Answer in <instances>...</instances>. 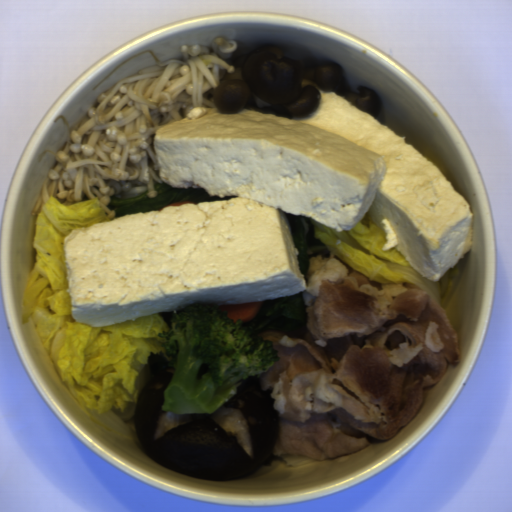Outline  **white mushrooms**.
Segmentation results:
<instances>
[{
	"label": "white mushrooms",
	"instance_id": "1e6be865",
	"mask_svg": "<svg viewBox=\"0 0 512 512\" xmlns=\"http://www.w3.org/2000/svg\"><path fill=\"white\" fill-rule=\"evenodd\" d=\"M235 67L234 73H224L213 99L221 114H237L244 109L272 112L290 118L309 116L321 100V92L312 85H302L303 79L316 84L322 91L337 96L370 114L378 121L383 99L367 86L350 89L339 63L305 66L301 60L288 58L280 46L267 45L248 53L223 60Z\"/></svg>",
	"mask_w": 512,
	"mask_h": 512
}]
</instances>
